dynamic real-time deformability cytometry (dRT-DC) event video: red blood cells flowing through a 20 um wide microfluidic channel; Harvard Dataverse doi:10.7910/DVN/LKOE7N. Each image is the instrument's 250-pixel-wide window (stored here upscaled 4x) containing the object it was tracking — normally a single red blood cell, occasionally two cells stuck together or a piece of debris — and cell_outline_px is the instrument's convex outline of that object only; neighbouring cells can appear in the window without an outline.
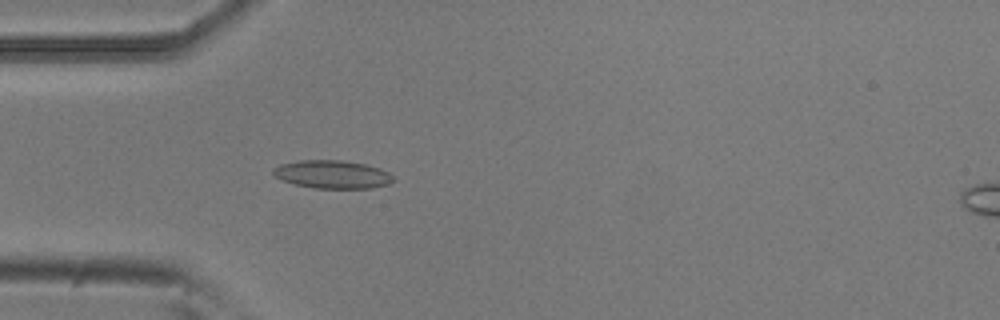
{"species": "common noctule bat (a hibernating species)", "species_latin": "Nyctalus noctula", "temperature_condition": "room temperature", "stored_images_in_passage": 3, "camera_frame_rate_fps": 3000, "um_per_image_px": 0.085, "animal": {"sex": "male", "body_mass_g": 20.5, "forearm_length_mm": 52.5}, "frame": {"image": 1, "passage_image": 2, "time_ms": 0.333, "image_size_px": [1000, 320], "cell_outline_px": [[396, 180], [388, 184], [372, 188], [312, 188], [292, 184], [276, 176], [272, 172], [272, 168], [280, 164], [300, 160], [344, 160], [364, 164], [380, 168], [396, 176]], "centroid_in_image_um": [28.28, 14.82], "position_along_channel_um": 56.7, "area_um2": 19.88}}